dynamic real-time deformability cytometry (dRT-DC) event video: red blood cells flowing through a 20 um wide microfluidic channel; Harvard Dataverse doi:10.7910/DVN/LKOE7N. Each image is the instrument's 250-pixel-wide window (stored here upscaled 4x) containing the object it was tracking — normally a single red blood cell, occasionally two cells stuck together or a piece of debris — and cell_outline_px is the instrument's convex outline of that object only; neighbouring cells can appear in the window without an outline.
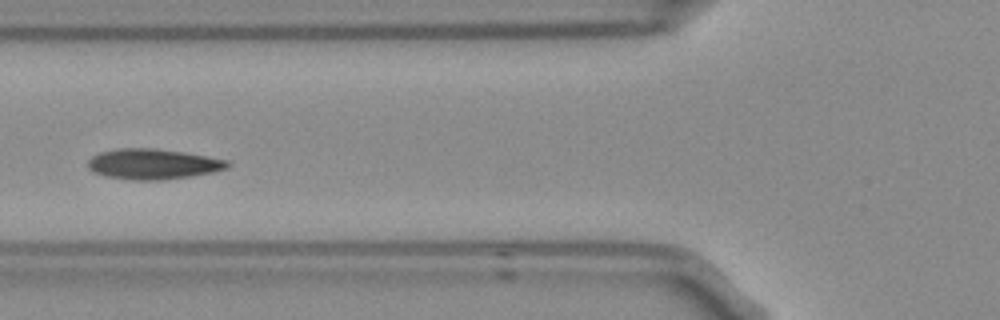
{"species": "Egyptian fruit bat (a non-hibernating species)", "species_latin": "Rousettus aegyptiacus", "temperature_condition": "room temperature", "stored_images_in_passage": 7, "camera_frame_rate_fps": 3000, "um_per_image_px": 0.085, "frame": {"image": 1, "passage_image": 4, "time_ms": 1.0, "image_size_px": [1000, 320], "cell_outline_px": [[232, 164], [224, 168], [212, 172], [192, 176], [164, 180], [128, 180], [108, 176], [92, 172], [88, 168], [88, 160], [92, 156], [100, 152], [120, 148], [152, 148], [180, 152], [228, 160]], "centroid_in_image_um": [12.96, 13.95], "position_along_channel_um": 112.8, "area_um2": 24.57}}
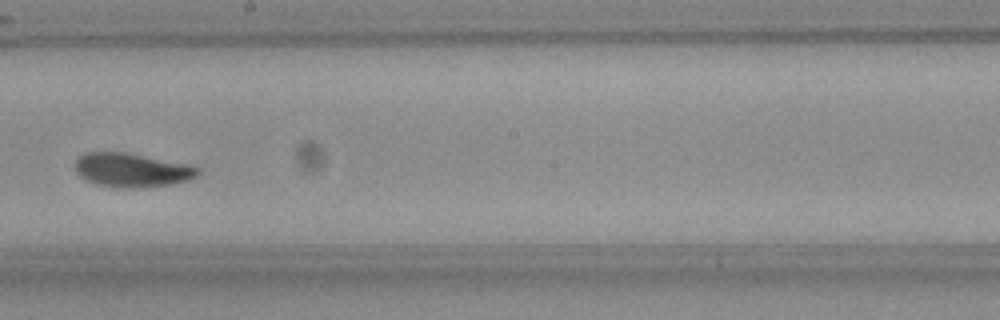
{"frame": {"image": 2, "passage_image": 7, "time_ms": 2.0, "image_size_px": [1000, 320], "cell_outline_px": [[200, 172], [196, 176], [188, 180], [172, 184], [132, 188], [112, 188], [96, 184], [84, 180], [76, 172], [76, 160], [80, 156], [88, 152], [124, 152], [184, 164], [200, 168]], "centroid_in_image_um": [11.16, 14.47], "position_along_channel_um": 237.0, "area_um2": 24.04}}